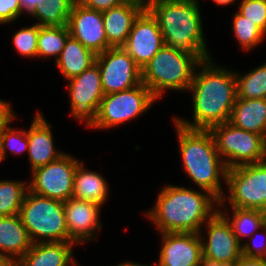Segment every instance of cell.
I'll list each match as a JSON object with an SVG mask.
<instances>
[{"label":"cell","mask_w":266,"mask_h":266,"mask_svg":"<svg viewBox=\"0 0 266 266\" xmlns=\"http://www.w3.org/2000/svg\"><path fill=\"white\" fill-rule=\"evenodd\" d=\"M218 205H220L218 206V211L229 222L234 235L241 244L243 242L241 240L243 236L251 237L255 232H258L266 224L264 215L259 210L230 207L232 211L231 218L228 212L229 209H226V207L224 206L225 201H219ZM222 207H225V209H223Z\"/></svg>","instance_id":"obj_25"},{"label":"cell","mask_w":266,"mask_h":266,"mask_svg":"<svg viewBox=\"0 0 266 266\" xmlns=\"http://www.w3.org/2000/svg\"><path fill=\"white\" fill-rule=\"evenodd\" d=\"M4 161L3 151H2V130H0V163Z\"/></svg>","instance_id":"obj_44"},{"label":"cell","mask_w":266,"mask_h":266,"mask_svg":"<svg viewBox=\"0 0 266 266\" xmlns=\"http://www.w3.org/2000/svg\"><path fill=\"white\" fill-rule=\"evenodd\" d=\"M238 12L266 34V0H241Z\"/></svg>","instance_id":"obj_33"},{"label":"cell","mask_w":266,"mask_h":266,"mask_svg":"<svg viewBox=\"0 0 266 266\" xmlns=\"http://www.w3.org/2000/svg\"><path fill=\"white\" fill-rule=\"evenodd\" d=\"M162 247L155 266H199L202 243L199 233H161Z\"/></svg>","instance_id":"obj_17"},{"label":"cell","mask_w":266,"mask_h":266,"mask_svg":"<svg viewBox=\"0 0 266 266\" xmlns=\"http://www.w3.org/2000/svg\"><path fill=\"white\" fill-rule=\"evenodd\" d=\"M32 242L19 214L0 216V257L20 261Z\"/></svg>","instance_id":"obj_21"},{"label":"cell","mask_w":266,"mask_h":266,"mask_svg":"<svg viewBox=\"0 0 266 266\" xmlns=\"http://www.w3.org/2000/svg\"><path fill=\"white\" fill-rule=\"evenodd\" d=\"M68 82L66 87L69 91L71 115L85 121L90 128L96 121V114L105 95L97 63Z\"/></svg>","instance_id":"obj_11"},{"label":"cell","mask_w":266,"mask_h":266,"mask_svg":"<svg viewBox=\"0 0 266 266\" xmlns=\"http://www.w3.org/2000/svg\"><path fill=\"white\" fill-rule=\"evenodd\" d=\"M97 55L71 35L55 61L66 80L74 78L96 63Z\"/></svg>","instance_id":"obj_23"},{"label":"cell","mask_w":266,"mask_h":266,"mask_svg":"<svg viewBox=\"0 0 266 266\" xmlns=\"http://www.w3.org/2000/svg\"><path fill=\"white\" fill-rule=\"evenodd\" d=\"M81 5L97 11H105L116 7L126 0H76Z\"/></svg>","instance_id":"obj_36"},{"label":"cell","mask_w":266,"mask_h":266,"mask_svg":"<svg viewBox=\"0 0 266 266\" xmlns=\"http://www.w3.org/2000/svg\"><path fill=\"white\" fill-rule=\"evenodd\" d=\"M235 1L236 0H213V2L221 6L233 4Z\"/></svg>","instance_id":"obj_43"},{"label":"cell","mask_w":266,"mask_h":266,"mask_svg":"<svg viewBox=\"0 0 266 266\" xmlns=\"http://www.w3.org/2000/svg\"><path fill=\"white\" fill-rule=\"evenodd\" d=\"M217 152L227 168L266 161V139L229 122L212 126Z\"/></svg>","instance_id":"obj_7"},{"label":"cell","mask_w":266,"mask_h":266,"mask_svg":"<svg viewBox=\"0 0 266 266\" xmlns=\"http://www.w3.org/2000/svg\"><path fill=\"white\" fill-rule=\"evenodd\" d=\"M165 45L156 18L145 7L135 18L128 39L122 48L142 69Z\"/></svg>","instance_id":"obj_13"},{"label":"cell","mask_w":266,"mask_h":266,"mask_svg":"<svg viewBox=\"0 0 266 266\" xmlns=\"http://www.w3.org/2000/svg\"><path fill=\"white\" fill-rule=\"evenodd\" d=\"M104 94L131 89L142 82V69L122 47H110L96 57Z\"/></svg>","instance_id":"obj_12"},{"label":"cell","mask_w":266,"mask_h":266,"mask_svg":"<svg viewBox=\"0 0 266 266\" xmlns=\"http://www.w3.org/2000/svg\"><path fill=\"white\" fill-rule=\"evenodd\" d=\"M8 124L2 129V151L5 160L6 152L9 149L12 154H22L28 152L27 131L23 129H13Z\"/></svg>","instance_id":"obj_32"},{"label":"cell","mask_w":266,"mask_h":266,"mask_svg":"<svg viewBox=\"0 0 266 266\" xmlns=\"http://www.w3.org/2000/svg\"><path fill=\"white\" fill-rule=\"evenodd\" d=\"M199 266H238V259L230 262H219L213 258L201 255Z\"/></svg>","instance_id":"obj_38"},{"label":"cell","mask_w":266,"mask_h":266,"mask_svg":"<svg viewBox=\"0 0 266 266\" xmlns=\"http://www.w3.org/2000/svg\"><path fill=\"white\" fill-rule=\"evenodd\" d=\"M28 189L25 181L0 180V216L19 214Z\"/></svg>","instance_id":"obj_29"},{"label":"cell","mask_w":266,"mask_h":266,"mask_svg":"<svg viewBox=\"0 0 266 266\" xmlns=\"http://www.w3.org/2000/svg\"><path fill=\"white\" fill-rule=\"evenodd\" d=\"M210 57L189 55L164 45L142 68V83L157 100L167 89L188 92L198 64Z\"/></svg>","instance_id":"obj_5"},{"label":"cell","mask_w":266,"mask_h":266,"mask_svg":"<svg viewBox=\"0 0 266 266\" xmlns=\"http://www.w3.org/2000/svg\"><path fill=\"white\" fill-rule=\"evenodd\" d=\"M38 35L39 25L35 23L14 33L12 42L17 52L28 58L37 57Z\"/></svg>","instance_id":"obj_31"},{"label":"cell","mask_w":266,"mask_h":266,"mask_svg":"<svg viewBox=\"0 0 266 266\" xmlns=\"http://www.w3.org/2000/svg\"><path fill=\"white\" fill-rule=\"evenodd\" d=\"M27 131L28 157L31 171L59 159L63 154L54 146L50 123L37 111Z\"/></svg>","instance_id":"obj_18"},{"label":"cell","mask_w":266,"mask_h":266,"mask_svg":"<svg viewBox=\"0 0 266 266\" xmlns=\"http://www.w3.org/2000/svg\"><path fill=\"white\" fill-rule=\"evenodd\" d=\"M108 191L106 179L95 171H87L84 163L80 161L74 174L72 197L103 206L107 201Z\"/></svg>","instance_id":"obj_24"},{"label":"cell","mask_w":266,"mask_h":266,"mask_svg":"<svg viewBox=\"0 0 266 266\" xmlns=\"http://www.w3.org/2000/svg\"><path fill=\"white\" fill-rule=\"evenodd\" d=\"M44 0H20L22 11L27 12L28 15H30L36 6L40 5L43 3Z\"/></svg>","instance_id":"obj_40"},{"label":"cell","mask_w":266,"mask_h":266,"mask_svg":"<svg viewBox=\"0 0 266 266\" xmlns=\"http://www.w3.org/2000/svg\"><path fill=\"white\" fill-rule=\"evenodd\" d=\"M156 97L142 82L128 90L105 94L92 129H111L141 116L156 102Z\"/></svg>","instance_id":"obj_8"},{"label":"cell","mask_w":266,"mask_h":266,"mask_svg":"<svg viewBox=\"0 0 266 266\" xmlns=\"http://www.w3.org/2000/svg\"><path fill=\"white\" fill-rule=\"evenodd\" d=\"M199 6L198 0H148L145 3L157 20L165 46L189 55H211Z\"/></svg>","instance_id":"obj_3"},{"label":"cell","mask_w":266,"mask_h":266,"mask_svg":"<svg viewBox=\"0 0 266 266\" xmlns=\"http://www.w3.org/2000/svg\"><path fill=\"white\" fill-rule=\"evenodd\" d=\"M19 216L32 243L69 242L64 201L26 192Z\"/></svg>","instance_id":"obj_6"},{"label":"cell","mask_w":266,"mask_h":266,"mask_svg":"<svg viewBox=\"0 0 266 266\" xmlns=\"http://www.w3.org/2000/svg\"><path fill=\"white\" fill-rule=\"evenodd\" d=\"M259 211L264 215V218L266 220V200H265L262 208Z\"/></svg>","instance_id":"obj_45"},{"label":"cell","mask_w":266,"mask_h":266,"mask_svg":"<svg viewBox=\"0 0 266 266\" xmlns=\"http://www.w3.org/2000/svg\"><path fill=\"white\" fill-rule=\"evenodd\" d=\"M80 160L69 154L31 171L28 188L31 192L60 201L72 198L74 174Z\"/></svg>","instance_id":"obj_10"},{"label":"cell","mask_w":266,"mask_h":266,"mask_svg":"<svg viewBox=\"0 0 266 266\" xmlns=\"http://www.w3.org/2000/svg\"><path fill=\"white\" fill-rule=\"evenodd\" d=\"M76 0H44L30 14L37 19L39 26H65Z\"/></svg>","instance_id":"obj_26"},{"label":"cell","mask_w":266,"mask_h":266,"mask_svg":"<svg viewBox=\"0 0 266 266\" xmlns=\"http://www.w3.org/2000/svg\"><path fill=\"white\" fill-rule=\"evenodd\" d=\"M145 8L142 0H126L102 12L104 30L110 47H122L128 39L133 22Z\"/></svg>","instance_id":"obj_19"},{"label":"cell","mask_w":266,"mask_h":266,"mask_svg":"<svg viewBox=\"0 0 266 266\" xmlns=\"http://www.w3.org/2000/svg\"><path fill=\"white\" fill-rule=\"evenodd\" d=\"M229 123L266 139V99L236 98Z\"/></svg>","instance_id":"obj_22"},{"label":"cell","mask_w":266,"mask_h":266,"mask_svg":"<svg viewBox=\"0 0 266 266\" xmlns=\"http://www.w3.org/2000/svg\"><path fill=\"white\" fill-rule=\"evenodd\" d=\"M204 226L207 231V240L201 236L202 255L219 262H230L242 256V244L234 235L226 218L217 211Z\"/></svg>","instance_id":"obj_15"},{"label":"cell","mask_w":266,"mask_h":266,"mask_svg":"<svg viewBox=\"0 0 266 266\" xmlns=\"http://www.w3.org/2000/svg\"><path fill=\"white\" fill-rule=\"evenodd\" d=\"M70 35L96 55L109 49L102 11L74 2L68 19Z\"/></svg>","instance_id":"obj_14"},{"label":"cell","mask_w":266,"mask_h":266,"mask_svg":"<svg viewBox=\"0 0 266 266\" xmlns=\"http://www.w3.org/2000/svg\"><path fill=\"white\" fill-rule=\"evenodd\" d=\"M237 98L266 99V63L245 74L235 72Z\"/></svg>","instance_id":"obj_28"},{"label":"cell","mask_w":266,"mask_h":266,"mask_svg":"<svg viewBox=\"0 0 266 266\" xmlns=\"http://www.w3.org/2000/svg\"><path fill=\"white\" fill-rule=\"evenodd\" d=\"M232 22L234 36L244 51L253 49L265 39L266 34L238 11L235 12Z\"/></svg>","instance_id":"obj_30"},{"label":"cell","mask_w":266,"mask_h":266,"mask_svg":"<svg viewBox=\"0 0 266 266\" xmlns=\"http://www.w3.org/2000/svg\"><path fill=\"white\" fill-rule=\"evenodd\" d=\"M182 167L190 179L215 196H224L221 179L226 183L227 166L216 149L212 133L203 129H188L174 121Z\"/></svg>","instance_id":"obj_4"},{"label":"cell","mask_w":266,"mask_h":266,"mask_svg":"<svg viewBox=\"0 0 266 266\" xmlns=\"http://www.w3.org/2000/svg\"><path fill=\"white\" fill-rule=\"evenodd\" d=\"M70 31L65 26H39L37 40V57H54L55 61L61 54Z\"/></svg>","instance_id":"obj_27"},{"label":"cell","mask_w":266,"mask_h":266,"mask_svg":"<svg viewBox=\"0 0 266 266\" xmlns=\"http://www.w3.org/2000/svg\"><path fill=\"white\" fill-rule=\"evenodd\" d=\"M189 91L194 120L190 122L173 116L172 121L188 129L203 130L229 122L237 98L234 71L215 65L211 58L205 59L198 64Z\"/></svg>","instance_id":"obj_1"},{"label":"cell","mask_w":266,"mask_h":266,"mask_svg":"<svg viewBox=\"0 0 266 266\" xmlns=\"http://www.w3.org/2000/svg\"><path fill=\"white\" fill-rule=\"evenodd\" d=\"M116 266H151V265H144V264H139V263H135L132 261H124L122 263L117 264ZM152 266H155L154 264Z\"/></svg>","instance_id":"obj_42"},{"label":"cell","mask_w":266,"mask_h":266,"mask_svg":"<svg viewBox=\"0 0 266 266\" xmlns=\"http://www.w3.org/2000/svg\"><path fill=\"white\" fill-rule=\"evenodd\" d=\"M238 266H266V258L246 257L238 259Z\"/></svg>","instance_id":"obj_39"},{"label":"cell","mask_w":266,"mask_h":266,"mask_svg":"<svg viewBox=\"0 0 266 266\" xmlns=\"http://www.w3.org/2000/svg\"><path fill=\"white\" fill-rule=\"evenodd\" d=\"M74 242L32 243L19 264L22 266H74ZM74 245V246H73Z\"/></svg>","instance_id":"obj_20"},{"label":"cell","mask_w":266,"mask_h":266,"mask_svg":"<svg viewBox=\"0 0 266 266\" xmlns=\"http://www.w3.org/2000/svg\"><path fill=\"white\" fill-rule=\"evenodd\" d=\"M18 263L19 262L14 259L0 257V266H16Z\"/></svg>","instance_id":"obj_41"},{"label":"cell","mask_w":266,"mask_h":266,"mask_svg":"<svg viewBox=\"0 0 266 266\" xmlns=\"http://www.w3.org/2000/svg\"><path fill=\"white\" fill-rule=\"evenodd\" d=\"M22 13L20 0H0V24H9Z\"/></svg>","instance_id":"obj_35"},{"label":"cell","mask_w":266,"mask_h":266,"mask_svg":"<svg viewBox=\"0 0 266 266\" xmlns=\"http://www.w3.org/2000/svg\"><path fill=\"white\" fill-rule=\"evenodd\" d=\"M201 191L166 185L159 191L153 208L145 215L154 223L159 234L200 233L202 225L218 211L219 206L215 196L206 190Z\"/></svg>","instance_id":"obj_2"},{"label":"cell","mask_w":266,"mask_h":266,"mask_svg":"<svg viewBox=\"0 0 266 266\" xmlns=\"http://www.w3.org/2000/svg\"><path fill=\"white\" fill-rule=\"evenodd\" d=\"M260 231L262 232L261 234L258 233H254L251 237H249V239L252 241L250 242H244L242 244V255L246 256V257H256V258H266V240L263 241V239H266V224L260 229ZM263 235V239L261 241H256V237L255 235ZM260 236V238H261Z\"/></svg>","instance_id":"obj_34"},{"label":"cell","mask_w":266,"mask_h":266,"mask_svg":"<svg viewBox=\"0 0 266 266\" xmlns=\"http://www.w3.org/2000/svg\"><path fill=\"white\" fill-rule=\"evenodd\" d=\"M230 207L260 210L266 200V161L239 165L227 170ZM227 196V197H226Z\"/></svg>","instance_id":"obj_9"},{"label":"cell","mask_w":266,"mask_h":266,"mask_svg":"<svg viewBox=\"0 0 266 266\" xmlns=\"http://www.w3.org/2000/svg\"><path fill=\"white\" fill-rule=\"evenodd\" d=\"M15 118L16 116L11 108V104L0 99V130H2L8 124H11Z\"/></svg>","instance_id":"obj_37"},{"label":"cell","mask_w":266,"mask_h":266,"mask_svg":"<svg viewBox=\"0 0 266 266\" xmlns=\"http://www.w3.org/2000/svg\"><path fill=\"white\" fill-rule=\"evenodd\" d=\"M101 205L94 202L76 199L64 201L65 222L69 234V242L75 245L96 240L94 237L102 228L100 218ZM95 235V236H94Z\"/></svg>","instance_id":"obj_16"}]
</instances>
